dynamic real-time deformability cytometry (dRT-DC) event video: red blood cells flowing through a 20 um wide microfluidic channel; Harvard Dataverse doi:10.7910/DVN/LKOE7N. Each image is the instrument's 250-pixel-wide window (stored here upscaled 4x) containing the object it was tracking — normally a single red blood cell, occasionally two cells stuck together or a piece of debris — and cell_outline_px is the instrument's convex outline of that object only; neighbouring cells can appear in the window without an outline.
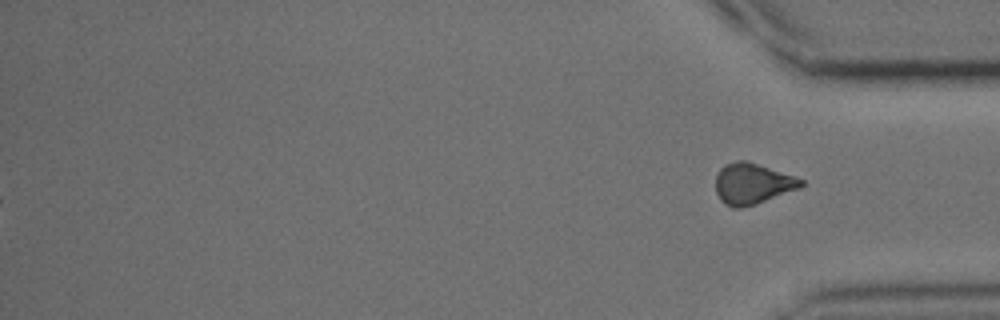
{"species": "common noctule bat (a hibernating species)", "species_latin": "Nyctalus noctula", "temperature_condition": "cold", "stored_images_in_passage": 43, "segment_of_instrument_passage": [2, 2], "camera_frame_rate_fps": 3000, "um_per_image_px": 0.085, "animal": {"sex": "male", "body_mass_g": 15.6}, "frame": {"image": 1, "passage_image": 43, "time_ms": 14.0, "image_size_px": [1000, 320], "cell_outline_px": [[804, 184], [800, 188], [756, 204], [744, 208], [732, 208], [724, 204], [720, 200], [716, 192], [716, 172], [724, 164], [736, 160], [748, 160], [804, 180]], "centroid_in_image_um": [63.92, 15.61], "position_along_channel_um": 371.3, "area_um2": 20.58}}